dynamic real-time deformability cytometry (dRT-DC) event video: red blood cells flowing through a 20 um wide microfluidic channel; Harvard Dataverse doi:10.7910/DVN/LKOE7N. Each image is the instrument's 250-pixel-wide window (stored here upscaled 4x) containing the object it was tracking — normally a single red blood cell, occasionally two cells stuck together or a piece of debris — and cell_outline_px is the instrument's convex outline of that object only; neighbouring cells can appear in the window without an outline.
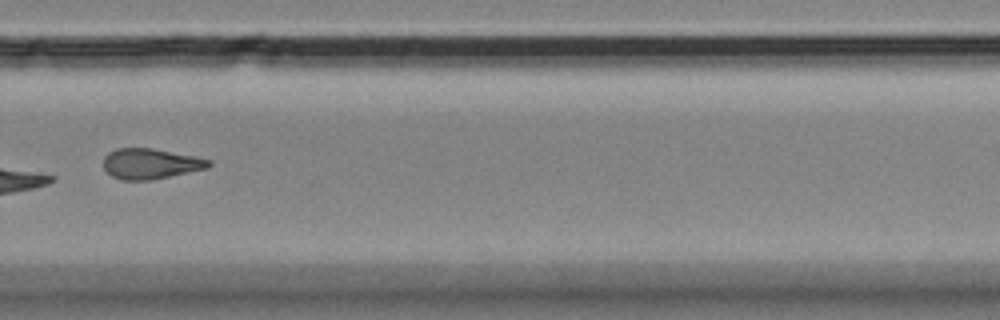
{"species": "Egyptian fruit bat (a non-hibernating species)", "species_latin": "Rousettus aegyptiacus", "temperature_condition": "room temperature", "stored_images_in_passage": 10, "camera_frame_rate_fps": 3000, "um_per_image_px": 0.085, "animal": {"sex": "female"}, "frame": {"image": 1, "passage_image": 9, "time_ms": 11.333, "image_size_px": [1000, 320], "cell_outline_px": [[212, 164], [208, 168], [148, 180], [120, 180], [112, 176], [104, 168], [104, 156], [108, 152], [116, 148], [152, 148], [196, 156], [212, 160]], "centroid_in_image_um": [12.79, 13.9], "position_along_channel_um": 317.0, "area_um2": 18.67}}